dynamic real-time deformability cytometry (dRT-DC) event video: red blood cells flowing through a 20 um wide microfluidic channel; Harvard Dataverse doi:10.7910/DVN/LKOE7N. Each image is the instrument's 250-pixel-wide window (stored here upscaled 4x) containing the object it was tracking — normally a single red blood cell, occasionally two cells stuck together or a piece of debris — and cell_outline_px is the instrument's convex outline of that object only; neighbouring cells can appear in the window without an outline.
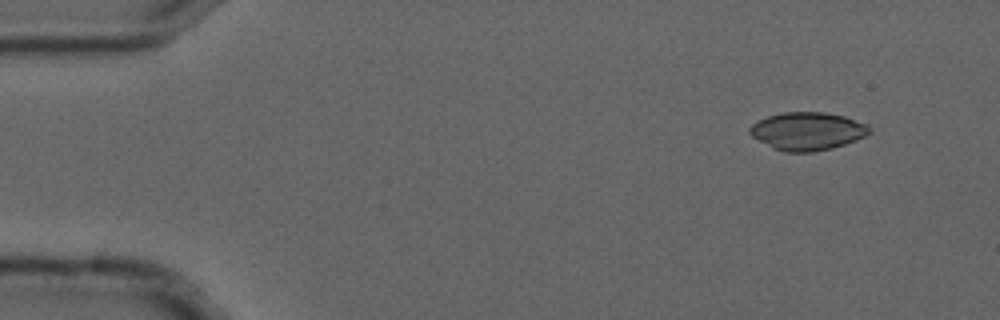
{"species": "common noctule bat (a hibernating species)", "species_latin": "Nyctalus noctula", "temperature_condition": "cold", "stored_images_in_passage": 5, "camera_frame_rate_fps": 3000, "um_per_image_px": 0.085, "animal": {"sex": "male", "forearm_length_mm": 52.5}, "frame": {"image": 1, "passage_image": 2, "time_ms": 0.333, "image_size_px": [1000, 320], "cell_outline_px": [[872, 132], [856, 140], [832, 148], [812, 152], [784, 152], [772, 148], [752, 136], [748, 132], [748, 128], [756, 120], [768, 116], [784, 112], [824, 112], [844, 116], [868, 124], [872, 128]], "centroid_in_image_um": [68.62, 11.14], "position_along_channel_um": 16.4, "area_um2": 26.65}}